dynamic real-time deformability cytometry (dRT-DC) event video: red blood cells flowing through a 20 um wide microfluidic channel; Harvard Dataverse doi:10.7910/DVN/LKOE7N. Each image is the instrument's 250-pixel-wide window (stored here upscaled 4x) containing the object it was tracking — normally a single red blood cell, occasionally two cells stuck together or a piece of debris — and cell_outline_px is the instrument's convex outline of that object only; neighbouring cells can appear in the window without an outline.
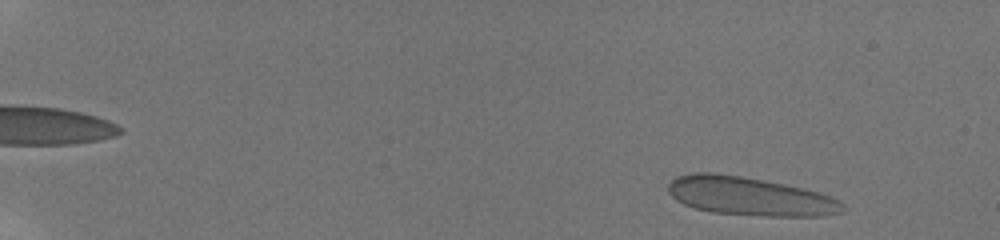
{"species": "human", "species_latin": "Homo sapiens", "temperature_condition": "room temperature", "stored_images_in_passage": 38, "camera_frame_rate_fps": 3000, "um_per_image_px": 0.085, "donor": {"sex": "male"}, "frame": {"image": 1, "passage_image": 3, "time_ms": 0.667, "image_size_px": [1000, 240], "cell_outline_px": [[844, 212], [824, 216], [768, 216], [712, 212], [696, 208], [684, 204], [676, 200], [668, 192], [668, 184], [676, 176], [692, 172], [712, 172], [740, 176], [764, 180], [804, 188], [828, 196], [844, 204]], "centroid_in_image_um": [63.7, 16.68], "position_along_channel_um": 21.3, "area_um2": 39.02}}
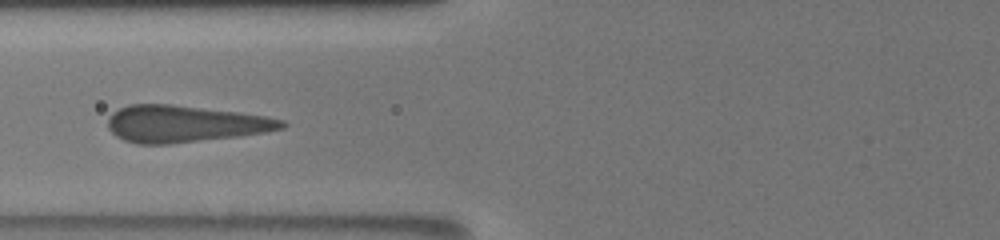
{"frame": {"image": 2, "passage_image": 23, "time_ms": 7.333, "image_size_px": [1000, 240], "cell_outline_px": [[288, 124], [284, 128], [264, 132], [240, 136], [168, 144], [136, 144], [124, 140], [116, 136], [108, 128], [108, 116], [112, 112], [128, 104], [172, 104], [240, 112], [268, 116], [284, 120]], "centroid_in_image_um": [15.71, 10.52], "position_along_channel_um": 110.1, "area_um2": 37.57}}
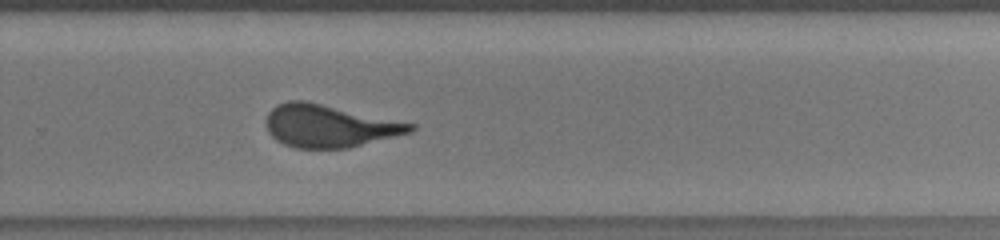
{"frame": {"image": 3, "passage_image": 38, "time_ms": 12.333, "image_size_px": [1000, 240], "cell_outline_px": [[416, 128], [412, 132], [348, 148], [296, 148], [284, 144], [276, 140], [268, 132], [264, 120], [268, 112], [276, 104], [288, 100], [304, 100], [416, 124]], "centroid_in_image_um": [27.95, 10.7], "position_along_channel_um": 301.8, "area_um2": 35.84}}